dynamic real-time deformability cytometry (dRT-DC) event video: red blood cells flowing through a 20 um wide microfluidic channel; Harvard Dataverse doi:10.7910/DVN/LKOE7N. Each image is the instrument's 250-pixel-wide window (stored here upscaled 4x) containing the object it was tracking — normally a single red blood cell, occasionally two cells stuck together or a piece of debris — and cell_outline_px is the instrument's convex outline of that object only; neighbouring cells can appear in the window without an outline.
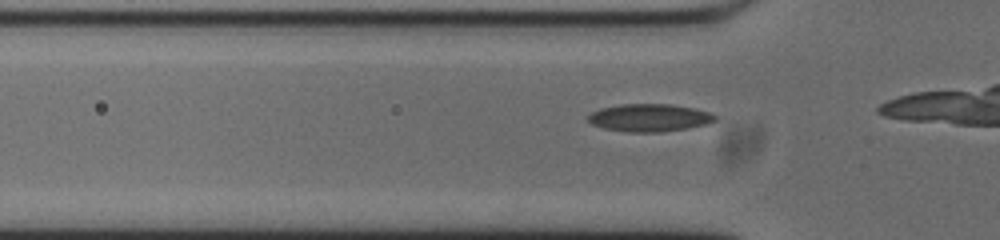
{"species": "common noctule bat (a hibernating species)", "species_latin": "Nyctalus noctula", "temperature_condition": "cold", "stored_images_in_passage": 14, "camera_frame_rate_fps": 3000, "um_per_image_px": 0.085, "animal": {"sex": "male", "body_mass_g": 20.0, "forearm_length_mm": 53.3}, "frame": {"image": 1, "passage_image": 11, "time_ms": 3.333, "image_size_px": [1000, 240], "cell_outline_px": [[716, 120], [708, 124], [660, 132], [628, 132], [604, 128], [592, 124], [588, 120], [588, 116], [592, 112], [600, 108], [624, 104], [668, 104], [696, 108], [712, 112], [716, 116]], "centroid_in_image_um": [55.23, 10.0], "position_along_channel_um": 70.6, "area_um2": 20.4}}